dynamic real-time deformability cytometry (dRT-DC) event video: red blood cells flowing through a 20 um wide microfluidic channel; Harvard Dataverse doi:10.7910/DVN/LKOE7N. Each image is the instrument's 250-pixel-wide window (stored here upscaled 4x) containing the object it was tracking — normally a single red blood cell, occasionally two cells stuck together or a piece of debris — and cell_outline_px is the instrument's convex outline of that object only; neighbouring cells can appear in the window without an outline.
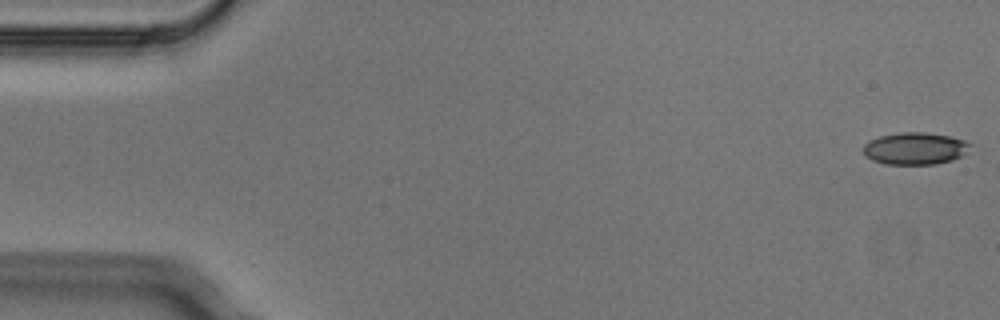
{"species": "Egyptian fruit bat (a non-hibernating species)", "species_latin": "Rousettus aegyptiacus", "temperature_condition": "cold", "stored_images_in_passage": 5, "camera_frame_rate_fps": 3000, "um_per_image_px": 0.085, "animal": {"sex": "male"}, "frame": {"image": 1, "passage_image": 1, "time_ms": 0.0, "image_size_px": [1000, 320], "cell_outline_px": [[972, 144], [964, 156], [952, 160], [936, 164], [884, 164], [872, 160], [864, 156], [864, 144], [880, 136], [900, 132], [928, 132], [952, 136], [964, 140]], "centroid_in_image_um": [77.82, 12.62], "position_along_channel_um": 7.2, "area_um2": 20.23}}